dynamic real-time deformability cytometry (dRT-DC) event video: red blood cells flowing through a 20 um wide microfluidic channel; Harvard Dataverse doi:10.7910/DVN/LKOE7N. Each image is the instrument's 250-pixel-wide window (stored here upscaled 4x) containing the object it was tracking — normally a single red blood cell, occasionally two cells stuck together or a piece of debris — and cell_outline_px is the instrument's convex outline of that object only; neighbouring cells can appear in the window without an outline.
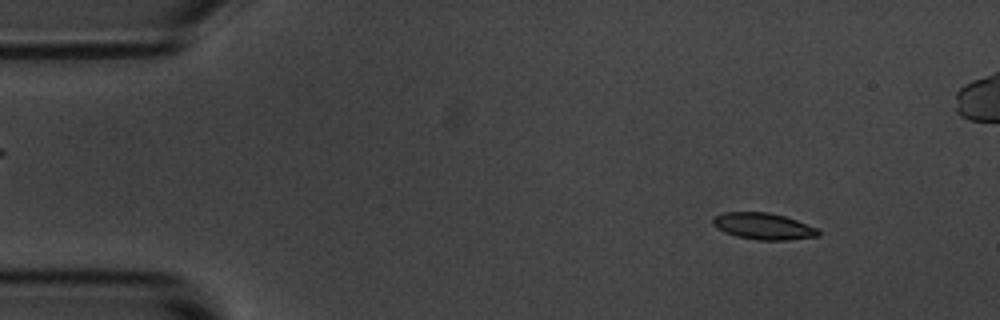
{"species": "common noctule bat (a hibernating species)", "species_latin": "Nyctalus noctula", "temperature_condition": "room temperature", "stored_images_in_passage": 9, "camera_frame_rate_fps": 3000, "um_per_image_px": 0.085, "animal": {"sex": "male", "body_mass_g": 20.1, "forearm_length_mm": 53.5}, "frame": {"image": 1, "passage_image": 1, "time_ms": 0.0, "image_size_px": [1000, 320], "cell_outline_px": [[820, 236], [788, 240], [756, 240], [736, 236], [724, 232], [716, 228], [712, 224], [712, 220], [716, 216], [724, 212], [768, 212], [784, 216], [820, 228]], "centroid_in_image_um": [64.91, 19.24], "position_along_channel_um": 20.1, "area_um2": 16.47}}
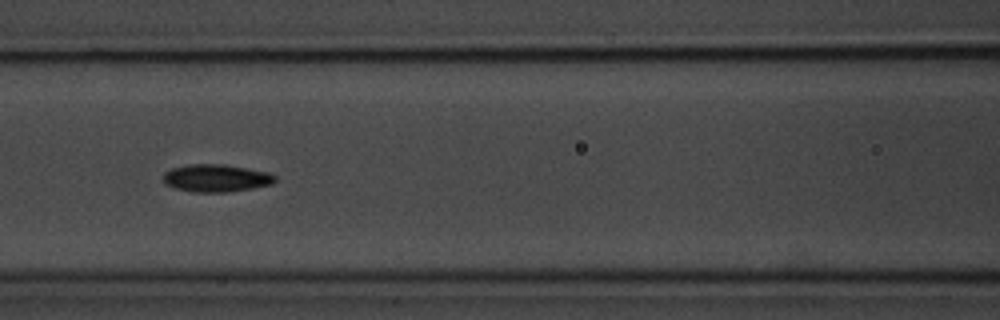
{"frame": {"image": 2, "passage_image": 6, "time_ms": 1.667, "image_size_px": [1000, 320], "cell_outline_px": [[276, 180], [272, 184], [252, 188], [224, 192], [192, 192], [176, 188], [164, 184], [164, 172], [172, 168], [188, 164], [224, 164], [268, 172], [276, 176]], "centroid_in_image_um": [18.36, 15.13], "position_along_channel_um": 148.2, "area_um2": 17.92}}
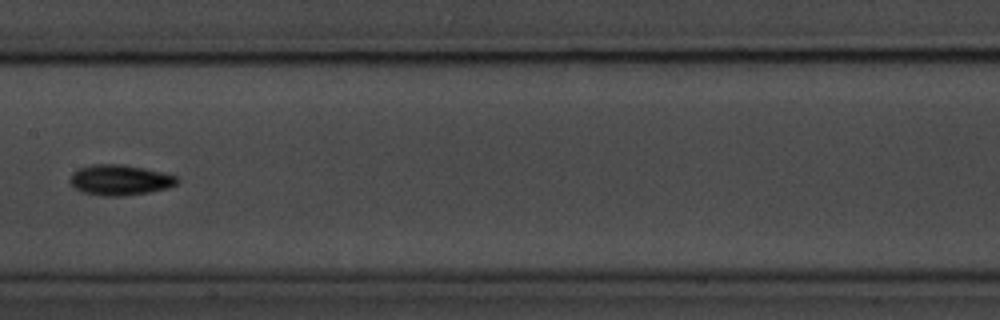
{"frame": {"image": 3, "passage_image": 7, "time_ms": 2.0, "image_size_px": [1000, 320], "cell_outline_px": [[180, 180], [176, 184], [168, 188], [148, 192], [124, 196], [104, 196], [84, 192], [76, 188], [68, 180], [72, 172], [80, 168], [92, 164], [124, 164], [160, 172], [176, 176]], "centroid_in_image_um": [10.18, 15.29], "position_along_channel_um": 197.2, "area_um2": 18.9}}